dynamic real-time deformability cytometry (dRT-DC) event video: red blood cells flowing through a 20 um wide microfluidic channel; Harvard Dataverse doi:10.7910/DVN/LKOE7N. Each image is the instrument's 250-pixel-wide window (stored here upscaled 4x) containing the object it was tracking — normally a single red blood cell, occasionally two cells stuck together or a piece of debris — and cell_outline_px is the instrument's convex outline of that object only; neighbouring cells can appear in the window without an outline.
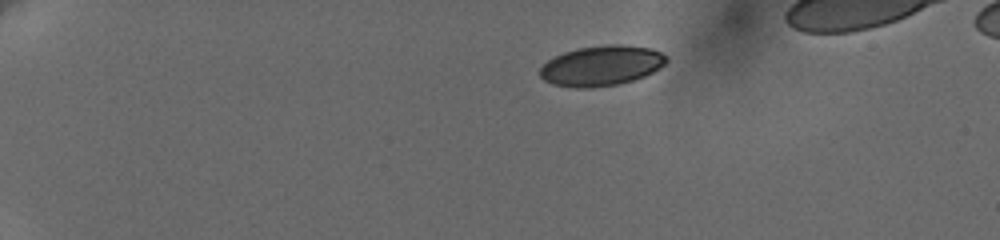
{"species": "human", "species_latin": "Homo sapiens", "temperature_condition": "cold", "stored_images_in_passage": 50, "camera_frame_rate_fps": 3000, "um_per_image_px": 0.085, "donor": {"sex": "female"}, "frame": {"image": 1, "passage_image": 1, "time_ms": 0.0, "image_size_px": [1000, 240], "cell_outline_px": [[668, 60], [660, 68], [644, 76], [620, 84], [592, 88], [572, 88], [552, 84], [544, 80], [540, 76], [540, 68], [548, 60], [564, 52], [580, 48], [612, 44], [620, 44], [648, 48], [660, 52], [668, 56]], "centroid_in_image_um": [51.12, 5.6], "position_along_channel_um": 33.9, "area_um2": 29.54}}
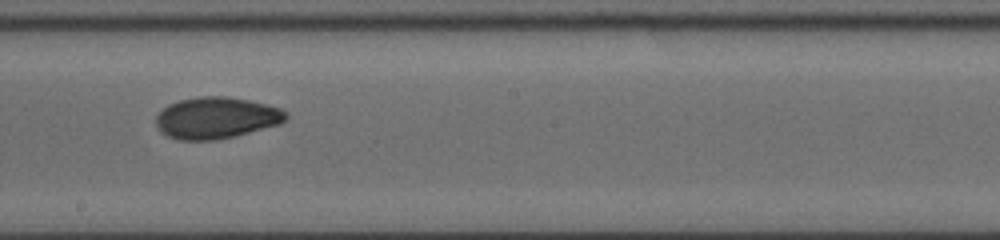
{"frame": {"image": 2, "passage_image": 26, "time_ms": 8.0, "image_size_px": [1000, 240], "cell_outline_px": [[288, 116], [280, 124], [216, 140], [180, 140], [168, 136], [160, 132], [156, 124], [156, 116], [168, 104], [180, 100], [200, 96], [224, 96], [248, 100], [280, 108], [288, 112]], "centroid_in_image_um": [18.36, 10.01], "position_along_channel_um": 229.8, "area_um2": 31.21}}
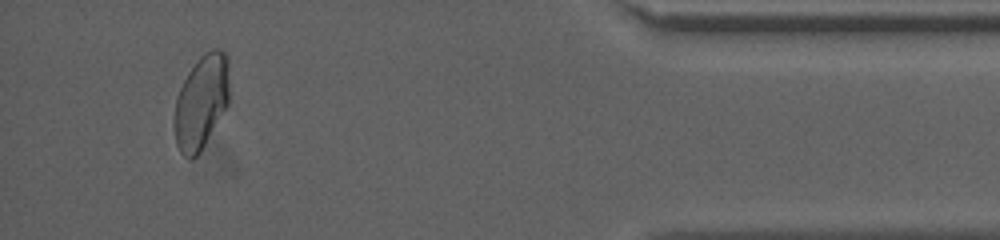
{"frame": {"image": 3, "passage_image": 45, "time_ms": 14.333, "image_size_px": [1000, 240], "cell_outline_px": [[228, 104], [200, 152], [192, 160], [188, 160], [180, 152], [176, 144], [176, 96], [188, 72], [200, 56], [204, 52], [212, 48], [220, 48], [228, 56]], "centroid_in_image_um": [17.13, 8.64], "position_along_channel_um": 418.1, "area_um2": 29.77}}